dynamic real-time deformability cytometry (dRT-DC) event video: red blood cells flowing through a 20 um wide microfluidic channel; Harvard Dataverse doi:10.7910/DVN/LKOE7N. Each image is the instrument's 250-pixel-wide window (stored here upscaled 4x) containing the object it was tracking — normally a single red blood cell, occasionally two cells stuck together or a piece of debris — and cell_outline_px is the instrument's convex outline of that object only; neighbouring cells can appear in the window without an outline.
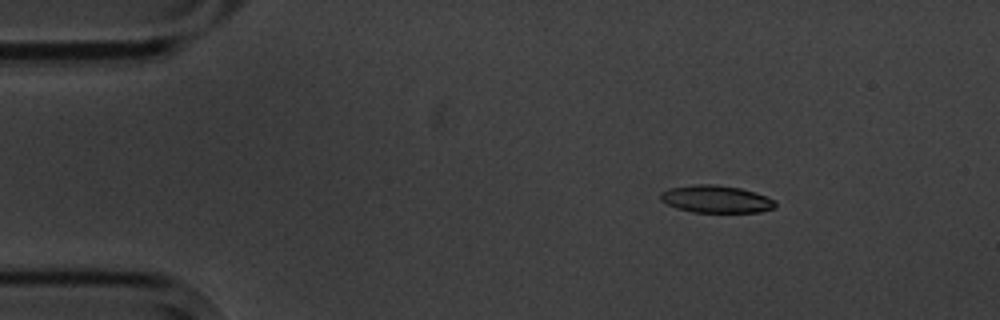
{"species": "common noctule bat (a hibernating species)", "species_latin": "Nyctalus noctula", "temperature_condition": "cold", "stored_images_in_passage": 4, "camera_frame_rate_fps": 3000, "um_per_image_px": 0.085, "animal": {"sex": "male", "body_mass_g": 20.1, "forearm_length_mm": 53.5}, "frame": {"image": 1, "passage_image": 1, "time_ms": 0.0, "image_size_px": [1000, 320], "cell_outline_px": [[776, 208], [760, 212], [692, 212], [676, 208], [660, 200], [660, 192], [668, 188], [696, 184], [716, 184], [740, 188], [756, 192], [776, 200]], "centroid_in_image_um": [60.88, 16.92], "position_along_channel_um": 24.1, "area_um2": 18.55}}
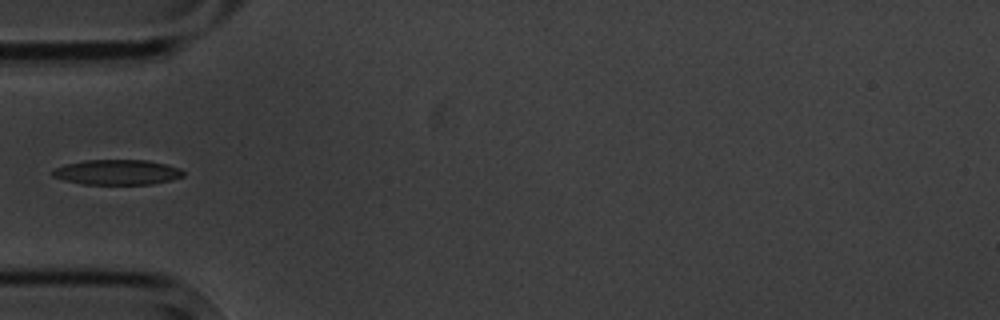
{"frame": {"image": 2, "passage_image": 4, "time_ms": 3.333, "image_size_px": [1000, 320], "cell_outline_px": [[184, 176], [172, 180], [152, 184], [84, 184], [64, 180], [52, 176], [52, 168], [64, 164], [84, 160], [148, 160], [180, 168], [184, 172]], "centroid_in_image_um": [9.94, 14.63], "position_along_channel_um": 75.1, "area_um2": 19.25}}